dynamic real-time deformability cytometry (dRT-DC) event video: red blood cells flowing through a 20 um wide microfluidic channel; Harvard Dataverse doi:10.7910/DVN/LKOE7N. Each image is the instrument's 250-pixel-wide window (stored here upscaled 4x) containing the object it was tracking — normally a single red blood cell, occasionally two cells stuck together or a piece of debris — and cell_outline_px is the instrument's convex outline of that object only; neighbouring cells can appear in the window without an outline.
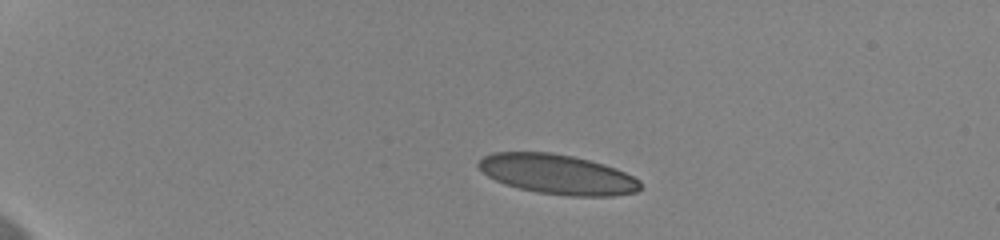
{"species": "human", "species_latin": "Homo sapiens", "temperature_condition": "cold", "stored_images_in_passage": 45, "camera_frame_rate_fps": 3000, "um_per_image_px": 0.085, "donor": {"sex": "female"}, "frame": {"image": 1, "passage_image": 1, "time_ms": 0.0, "image_size_px": [1000, 240], "cell_outline_px": [[640, 188], [636, 192], [612, 196], [568, 196], [536, 192], [504, 184], [488, 176], [476, 164], [484, 156], [492, 152], [552, 152], [572, 156], [604, 164], [616, 168], [640, 180]], "centroid_in_image_um": [47.38, 14.81], "position_along_channel_um": 37.6, "area_um2": 37.45}}
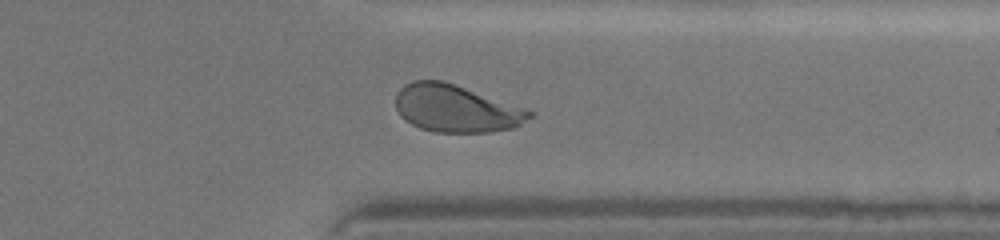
{"frame": {"image": 2, "passage_image": 35, "time_ms": 11.333, "image_size_px": [1000, 240], "cell_outline_px": [[536, 112], [532, 116], [516, 128], [488, 132], [436, 132], [420, 128], [404, 120], [400, 116], [396, 108], [396, 92], [404, 84], [412, 80], [444, 80], [528, 108]], "centroid_in_image_um": [38.79, 9.21], "position_along_channel_um": 372.6, "area_um2": 37.57}}
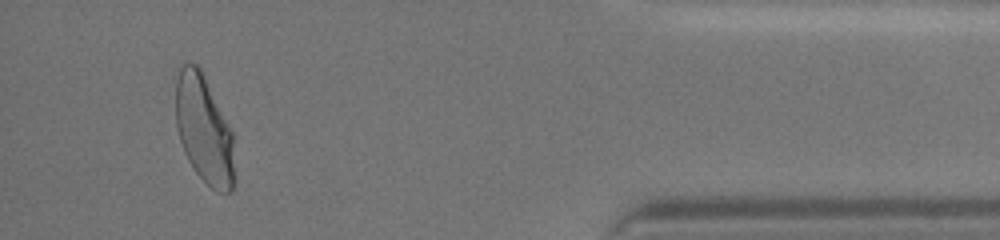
{"frame": {"image": 3, "passage_image": 42, "time_ms": 13.667, "image_size_px": [1000, 240], "cell_outline_px": [[232, 192], [216, 192], [196, 172], [188, 160], [184, 152], [180, 140], [176, 124], [176, 80], [180, 64], [196, 64], [200, 68], [232, 132]], "centroid_in_image_um": [17.3, 10.98], "position_along_channel_um": 417.9, "area_um2": 36.13}, "authors_computed_cell_mechanics": {"area_um2": 37.6278, "velocity_mm_per_s": 3.6259, "shape_relaxation_time_tau1_ms": 4.2243, "shape_relaxation_time_tau2_ms": null, "deformation_change_tau1": 0.1593, "deformation_change_tau2": null}}